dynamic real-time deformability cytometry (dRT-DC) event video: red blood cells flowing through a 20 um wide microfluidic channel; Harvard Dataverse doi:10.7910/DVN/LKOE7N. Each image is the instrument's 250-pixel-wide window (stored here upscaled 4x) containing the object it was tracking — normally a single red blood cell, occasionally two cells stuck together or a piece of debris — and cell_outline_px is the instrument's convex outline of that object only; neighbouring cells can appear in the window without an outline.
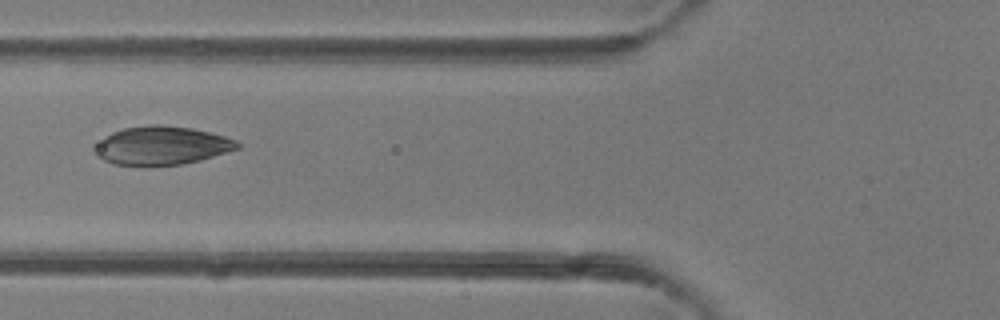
{"species": "common noctule bat (a hibernating species)", "species_latin": "Nyctalus noctula", "temperature_condition": "room temperature", "stored_images_in_passage": 3, "camera_frame_rate_fps": 3000, "um_per_image_px": 0.085, "animal": {"sex": "female"}, "frame": {"image": 1, "passage_image": 3, "time_ms": 2.0, "image_size_px": [1000, 320], "cell_outline_px": [[240, 148], [200, 160], [180, 164], [116, 164], [104, 160], [96, 156], [92, 152], [92, 144], [112, 132], [124, 128], [152, 124], [160, 124], [192, 128], [224, 136], [236, 140], [240, 144]], "centroid_in_image_um": [13.69, 12.35], "position_along_channel_um": 112.1, "area_um2": 31.79}}